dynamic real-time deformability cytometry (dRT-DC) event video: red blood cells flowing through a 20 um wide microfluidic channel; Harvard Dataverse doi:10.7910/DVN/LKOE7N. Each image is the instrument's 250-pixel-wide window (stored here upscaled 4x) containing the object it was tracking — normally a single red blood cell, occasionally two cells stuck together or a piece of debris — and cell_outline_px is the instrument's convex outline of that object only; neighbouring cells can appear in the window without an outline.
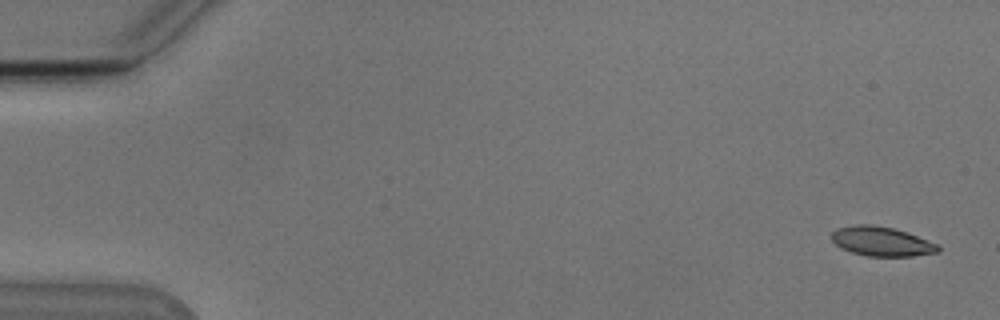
{"species": "Egyptian fruit bat (a non-hibernating species)", "species_latin": "Rousettus aegyptiacus", "temperature_condition": "cold", "stored_images_in_passage": 53, "camera_frame_rate_fps": 3000, "um_per_image_px": 0.085, "animal": {"sex": "male"}, "frame": {"image": 1, "passage_image": 1, "time_ms": 0.0, "image_size_px": [1000, 320], "cell_outline_px": [[940, 252], [912, 256], [868, 256], [852, 252], [840, 248], [832, 240], [832, 232], [836, 228], [856, 224], [872, 224], [892, 228], [908, 232], [940, 244]], "centroid_in_image_um": [74.97, 20.51], "position_along_channel_um": 10.0, "area_um2": 18.44}}
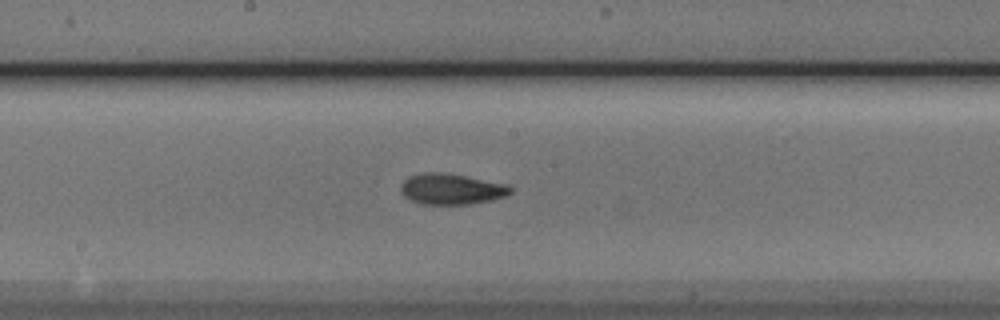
{"frame": {"image": 2, "passage_image": 28, "time_ms": 9.0, "image_size_px": [1000, 320], "cell_outline_px": [[512, 192], [508, 196], [492, 200], [472, 204], [424, 204], [412, 200], [404, 196], [400, 192], [400, 184], [408, 176], [424, 172], [440, 172], [464, 176], [508, 184], [512, 188]], "centroid_in_image_um": [38.38, 16.07], "position_along_channel_um": 209.8, "area_um2": 19.83}}
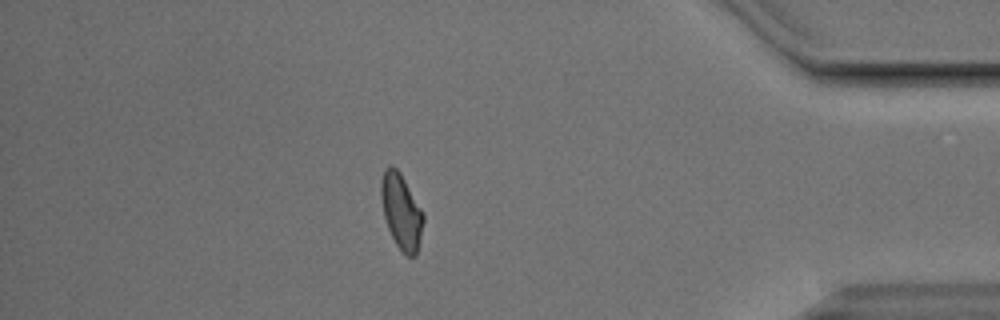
{"frame": {"image": 3, "passage_image": 46, "time_ms": 15.0, "image_size_px": [1000, 320], "cell_outline_px": [[424, 220], [420, 240], [416, 256], [404, 256], [396, 244], [388, 228], [384, 216], [380, 196], [380, 180], [384, 168], [388, 164], [396, 168], [400, 172], [424, 212]], "centroid_in_image_um": [34.1, 17.95], "position_along_channel_um": 401.1, "area_um2": 18.84}, "authors_computed_cell_mechanics": {"area_um2": 18.785, "velocity_mm_per_s": 3.8134, "shape_relaxation_time_tau1_ms": 11.0275, "shape_relaxation_time_tau2_ms": 3.6779, "deformation_change_tau1": 0.2405, "deformation_change_tau2": 0.1025}}